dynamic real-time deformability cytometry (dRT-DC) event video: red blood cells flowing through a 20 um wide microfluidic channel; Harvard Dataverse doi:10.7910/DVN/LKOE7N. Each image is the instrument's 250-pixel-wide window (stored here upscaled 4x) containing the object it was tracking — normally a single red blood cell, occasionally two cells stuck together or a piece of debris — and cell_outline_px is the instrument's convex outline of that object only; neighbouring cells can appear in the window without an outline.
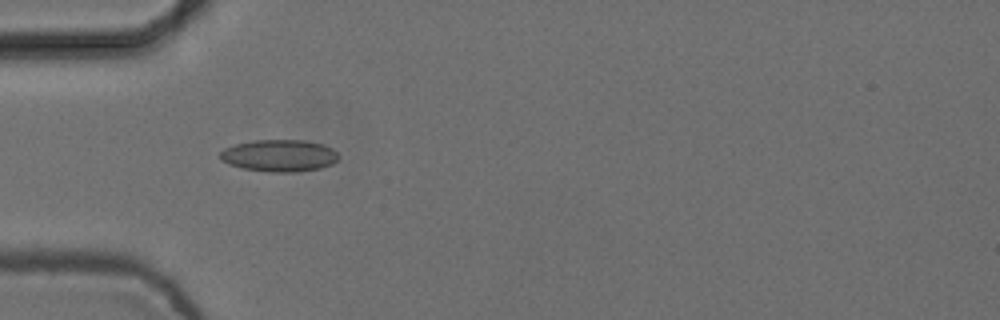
{"species": "common noctule bat (a hibernating species)", "species_latin": "Nyctalus noctula", "temperature_condition": "cold", "stored_images_in_passage": 3, "camera_frame_rate_fps": 3000, "um_per_image_px": 0.085, "animal": {"sex": "female", "body_mass_g": 24.6, "forearm_length_mm": 56.2}, "frame": {"image": 1, "passage_image": 2, "time_ms": 0.333, "image_size_px": [1000, 320], "cell_outline_px": [[340, 156], [332, 164], [320, 168], [296, 172], [268, 172], [244, 168], [228, 164], [220, 160], [220, 152], [224, 148], [236, 144], [256, 140], [304, 140], [324, 144], [332, 148]], "centroid_in_image_um": [23.75, 13.22], "position_along_channel_um": 61.3, "area_um2": 22.14}}
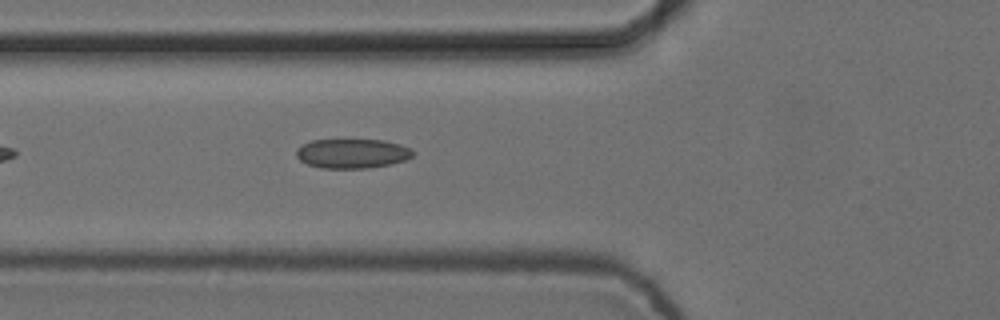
{"frame": {"image": 2, "passage_image": 3, "time_ms": 0.667, "image_size_px": [1000, 320], "cell_outline_px": [[416, 152], [412, 156], [404, 160], [388, 164], [368, 168], [320, 168], [308, 164], [300, 160], [296, 156], [296, 148], [300, 144], [312, 140], [384, 140], [400, 144], [412, 148]], "centroid_in_image_um": [29.92, 13.04], "position_along_channel_um": 95.9, "area_um2": 20.11}}